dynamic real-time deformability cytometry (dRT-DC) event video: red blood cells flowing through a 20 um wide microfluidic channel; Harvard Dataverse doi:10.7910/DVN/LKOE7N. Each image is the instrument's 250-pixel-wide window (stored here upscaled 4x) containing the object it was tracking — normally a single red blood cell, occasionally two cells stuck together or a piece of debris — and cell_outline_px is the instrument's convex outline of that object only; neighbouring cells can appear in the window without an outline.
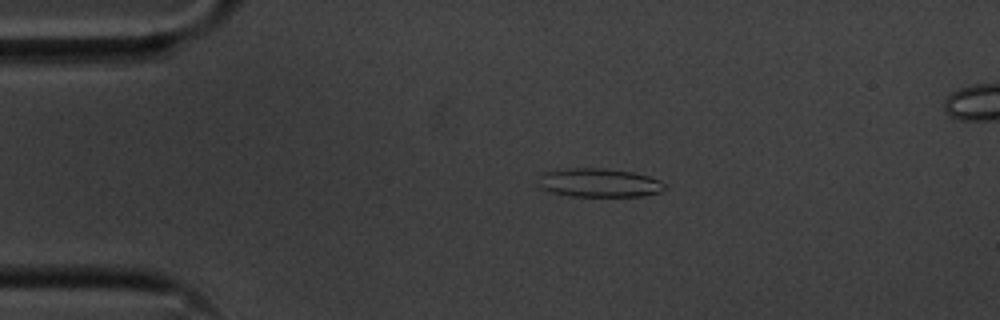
{"species": "common noctule bat (a hibernating species)", "species_latin": "Nyctalus noctula", "temperature_condition": "cold", "stored_images_in_passage": 40, "camera_frame_rate_fps": 3000, "um_per_image_px": 0.085, "animal": {"sex": "male", "body_mass_g": 20.1, "forearm_length_mm": 53.5}, "frame": {"image": 1, "passage_image": 4, "time_ms": 1.0, "image_size_px": [1000, 320], "cell_outline_px": [[668, 188], [660, 192], [644, 196], [572, 196], [552, 192], [540, 188], [540, 176], [544, 172], [568, 168], [604, 168], [632, 172], [648, 176], [660, 180], [668, 184]], "centroid_in_image_um": [51.0, 15.54], "position_along_channel_um": 34.0, "area_um2": 21.21}}
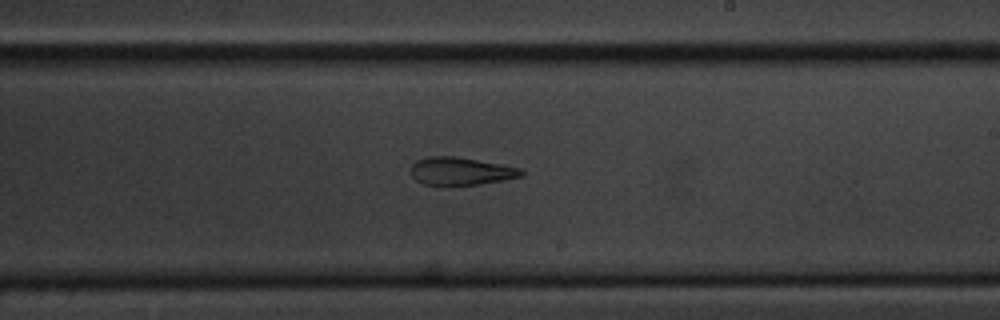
{"frame": {"image": 2, "passage_image": 25, "time_ms": 8.0, "image_size_px": [1000, 320], "cell_outline_px": [[524, 176], [480, 184], [424, 184], [416, 180], [412, 176], [412, 164], [416, 160], [428, 156], [456, 156], [500, 164], [520, 168], [524, 172]], "centroid_in_image_um": [39.18, 14.53], "position_along_channel_um": 249.8, "area_um2": 17.63}}
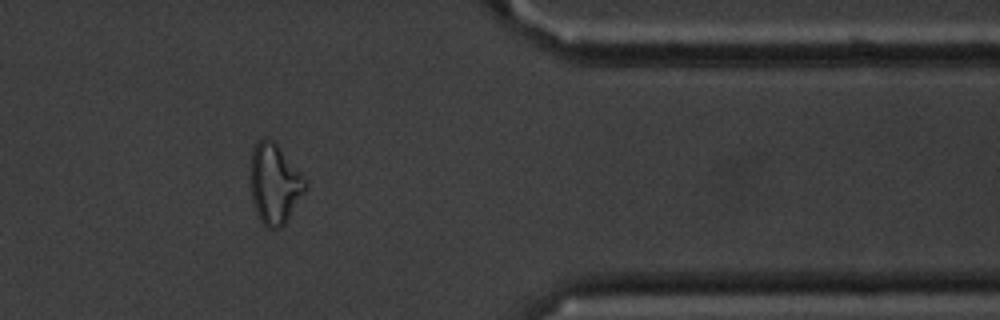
{"frame": {"image": 3, "passage_image": 38, "time_ms": 12.333, "image_size_px": [1000, 320], "cell_outline_px": [[308, 188], [284, 224], [280, 228], [268, 228], [260, 220], [252, 200], [252, 148], [260, 140], [272, 140], [280, 148], [308, 180]], "centroid_in_image_um": [23.39, 15.65], "position_along_channel_um": 388.0, "area_um2": 25.14}, "authors_computed_cell_mechanics": {"area_um2": 19.4497, "velocity_mm_per_s": 3.62, "shape_relaxation_time_tau1_ms": null, "shape_relaxation_time_tau2_ms": 5.2084, "deformation_change_tau1": null, "deformation_change_tau2": 0.1488}}